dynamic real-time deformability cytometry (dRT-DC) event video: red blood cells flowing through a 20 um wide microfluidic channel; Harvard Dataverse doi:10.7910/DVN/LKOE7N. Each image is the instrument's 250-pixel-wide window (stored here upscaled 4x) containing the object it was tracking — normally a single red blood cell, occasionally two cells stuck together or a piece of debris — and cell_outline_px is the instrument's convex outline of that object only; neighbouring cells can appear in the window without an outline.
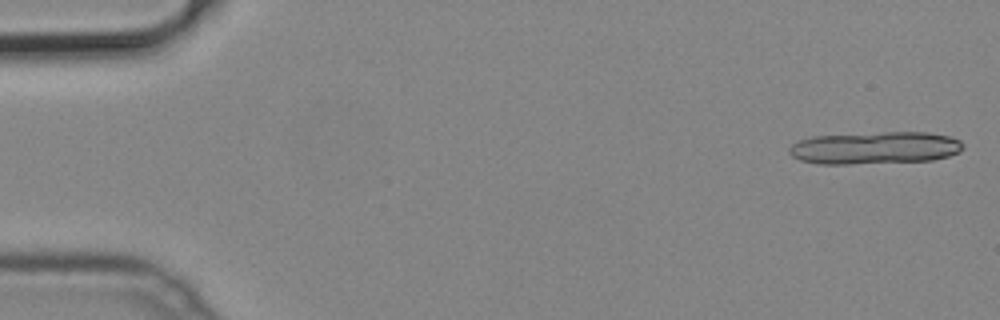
{"species": "common noctule bat (a hibernating species)", "species_latin": "Nyctalus noctula", "temperature_condition": "cold", "stored_images_in_passage": 12, "camera_frame_rate_fps": 3000, "um_per_image_px": 0.085, "animal": {"sex": "male", "body_mass_g": 19.2, "forearm_length_mm": 51.8}, "frame": {"image": 1, "passage_image": 1, "time_ms": 0.0, "image_size_px": [1000, 320], "cell_outline_px": [[964, 148], [960, 152], [948, 156], [932, 160], [852, 164], [820, 164], [800, 160], [792, 156], [788, 152], [788, 148], [792, 144], [800, 140], [812, 136], [884, 132], [928, 132], [952, 136], [960, 140], [964, 144]], "centroid_in_image_um": [74.39, 12.56], "position_along_channel_um": 10.6, "area_um2": 33.12}}